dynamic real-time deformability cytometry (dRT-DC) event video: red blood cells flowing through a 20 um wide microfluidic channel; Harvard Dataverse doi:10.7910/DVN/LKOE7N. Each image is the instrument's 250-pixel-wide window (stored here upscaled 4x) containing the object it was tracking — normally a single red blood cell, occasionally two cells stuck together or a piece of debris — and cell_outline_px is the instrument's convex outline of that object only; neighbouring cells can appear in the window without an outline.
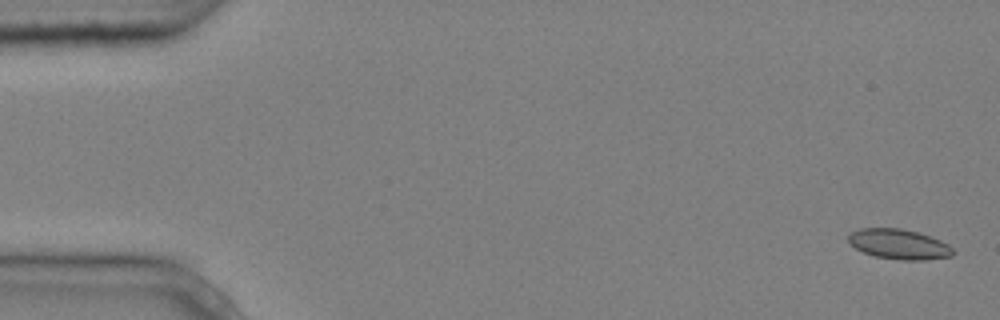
{"species": "common noctule bat (a hibernating species)", "species_latin": "Nyctalus noctula", "temperature_condition": "cold", "stored_images_in_passage": 5, "camera_frame_rate_fps": 3000, "um_per_image_px": 0.085, "animal": {"sex": "male", "body_mass_g": 20.4}, "frame": {"image": 1, "passage_image": 1, "time_ms": 0.0, "image_size_px": [1000, 320], "cell_outline_px": [[956, 252], [952, 256], [924, 260], [900, 260], [872, 256], [856, 248], [848, 240], [848, 236], [852, 232], [860, 228], [900, 228], [916, 232], [940, 240], [948, 244]], "centroid_in_image_um": [76.42, 20.77], "position_along_channel_um": 8.6, "area_um2": 18.26}}